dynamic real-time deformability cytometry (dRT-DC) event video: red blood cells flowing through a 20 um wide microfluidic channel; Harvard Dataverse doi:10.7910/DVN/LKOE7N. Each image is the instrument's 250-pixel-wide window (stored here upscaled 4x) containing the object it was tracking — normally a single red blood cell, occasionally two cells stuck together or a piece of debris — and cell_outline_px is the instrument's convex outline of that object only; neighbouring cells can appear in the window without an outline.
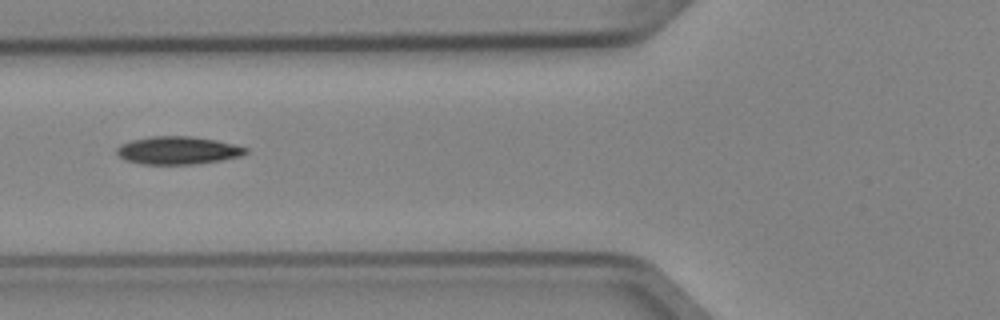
{"species": "Egyptian fruit bat (a non-hibernating species)", "species_latin": "Rousettus aegyptiacus", "temperature_condition": "cold", "stored_images_in_passage": 5, "camera_frame_rate_fps": 3000, "um_per_image_px": 0.085, "animal": {"sex": "female"}, "frame": {"image": 1, "passage_image": 4, "time_ms": 1.0, "image_size_px": [1000, 320], "cell_outline_px": [[248, 152], [240, 156], [220, 160], [192, 164], [144, 164], [124, 160], [116, 152], [116, 148], [120, 144], [132, 140], [152, 136], [192, 136], [216, 140], [248, 148]], "centroid_in_image_um": [15.09, 12.78], "position_along_channel_um": 110.7, "area_um2": 20.81}}
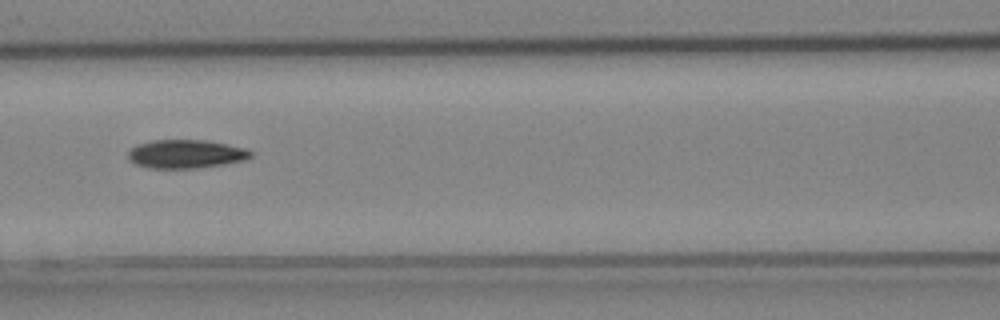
{"frame": {"image": 2, "passage_image": 5, "time_ms": 1.333, "image_size_px": [1000, 320], "cell_outline_px": [[252, 156], [244, 160], [224, 164], [196, 168], [148, 168], [136, 164], [128, 160], [128, 152], [136, 144], [152, 140], [204, 140], [228, 144], [244, 148], [252, 152]], "centroid_in_image_um": [15.77, 13.09], "position_along_channel_um": 150.8, "area_um2": 20.4}}